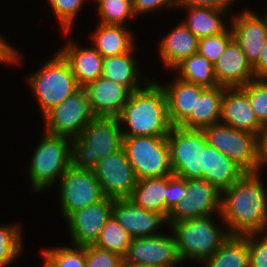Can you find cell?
<instances>
[{"label":"cell","instance_id":"2e32d148","mask_svg":"<svg viewBox=\"0 0 267 267\" xmlns=\"http://www.w3.org/2000/svg\"><path fill=\"white\" fill-rule=\"evenodd\" d=\"M112 215L131 238L157 236L161 234L159 229L165 227L166 223L169 228L163 213L144 210L130 198L114 199Z\"/></svg>","mask_w":267,"mask_h":267},{"label":"cell","instance_id":"d6986e66","mask_svg":"<svg viewBox=\"0 0 267 267\" xmlns=\"http://www.w3.org/2000/svg\"><path fill=\"white\" fill-rule=\"evenodd\" d=\"M220 122L255 136L262 125L251 107L249 96L241 87L225 88Z\"/></svg>","mask_w":267,"mask_h":267},{"label":"cell","instance_id":"836d02e7","mask_svg":"<svg viewBox=\"0 0 267 267\" xmlns=\"http://www.w3.org/2000/svg\"><path fill=\"white\" fill-rule=\"evenodd\" d=\"M98 23L123 25L126 21L137 18L133 11L132 0H102L97 4Z\"/></svg>","mask_w":267,"mask_h":267},{"label":"cell","instance_id":"f1b7e54d","mask_svg":"<svg viewBox=\"0 0 267 267\" xmlns=\"http://www.w3.org/2000/svg\"><path fill=\"white\" fill-rule=\"evenodd\" d=\"M202 266L249 267L247 238L240 235H230L220 248L202 263Z\"/></svg>","mask_w":267,"mask_h":267},{"label":"cell","instance_id":"e575fe53","mask_svg":"<svg viewBox=\"0 0 267 267\" xmlns=\"http://www.w3.org/2000/svg\"><path fill=\"white\" fill-rule=\"evenodd\" d=\"M42 255L54 267H87L85 261V246H55L44 248Z\"/></svg>","mask_w":267,"mask_h":267},{"label":"cell","instance_id":"74e56055","mask_svg":"<svg viewBox=\"0 0 267 267\" xmlns=\"http://www.w3.org/2000/svg\"><path fill=\"white\" fill-rule=\"evenodd\" d=\"M233 38L231 26L220 34L200 38L197 53L214 64L223 54L226 46Z\"/></svg>","mask_w":267,"mask_h":267},{"label":"cell","instance_id":"60d3db41","mask_svg":"<svg viewBox=\"0 0 267 267\" xmlns=\"http://www.w3.org/2000/svg\"><path fill=\"white\" fill-rule=\"evenodd\" d=\"M187 190V180L177 175H168V184L166 186L165 196V216L173 210V208L181 202Z\"/></svg>","mask_w":267,"mask_h":267},{"label":"cell","instance_id":"ba28073f","mask_svg":"<svg viewBox=\"0 0 267 267\" xmlns=\"http://www.w3.org/2000/svg\"><path fill=\"white\" fill-rule=\"evenodd\" d=\"M174 175L186 180L203 179L202 159L207 146L203 130L173 126L167 135Z\"/></svg>","mask_w":267,"mask_h":267},{"label":"cell","instance_id":"5bb4252c","mask_svg":"<svg viewBox=\"0 0 267 267\" xmlns=\"http://www.w3.org/2000/svg\"><path fill=\"white\" fill-rule=\"evenodd\" d=\"M132 238L123 262L157 267H177L181 260L174 233Z\"/></svg>","mask_w":267,"mask_h":267},{"label":"cell","instance_id":"52a82bcc","mask_svg":"<svg viewBox=\"0 0 267 267\" xmlns=\"http://www.w3.org/2000/svg\"><path fill=\"white\" fill-rule=\"evenodd\" d=\"M123 148L137 180L173 174L167 137H123Z\"/></svg>","mask_w":267,"mask_h":267},{"label":"cell","instance_id":"bcb514c9","mask_svg":"<svg viewBox=\"0 0 267 267\" xmlns=\"http://www.w3.org/2000/svg\"><path fill=\"white\" fill-rule=\"evenodd\" d=\"M253 70L257 78H267V38Z\"/></svg>","mask_w":267,"mask_h":267},{"label":"cell","instance_id":"b9f144b4","mask_svg":"<svg viewBox=\"0 0 267 267\" xmlns=\"http://www.w3.org/2000/svg\"><path fill=\"white\" fill-rule=\"evenodd\" d=\"M134 14L139 17V15H145L146 13H152L153 11H159L164 8L166 9H177L179 7V0H132Z\"/></svg>","mask_w":267,"mask_h":267},{"label":"cell","instance_id":"7dc6e473","mask_svg":"<svg viewBox=\"0 0 267 267\" xmlns=\"http://www.w3.org/2000/svg\"><path fill=\"white\" fill-rule=\"evenodd\" d=\"M122 267H157V266L138 265V264H131L128 262H123Z\"/></svg>","mask_w":267,"mask_h":267},{"label":"cell","instance_id":"5b68a950","mask_svg":"<svg viewBox=\"0 0 267 267\" xmlns=\"http://www.w3.org/2000/svg\"><path fill=\"white\" fill-rule=\"evenodd\" d=\"M71 152L72 139L43 131L27 167L33 193H43L59 183L65 171L72 165Z\"/></svg>","mask_w":267,"mask_h":267},{"label":"cell","instance_id":"ac0fdd59","mask_svg":"<svg viewBox=\"0 0 267 267\" xmlns=\"http://www.w3.org/2000/svg\"><path fill=\"white\" fill-rule=\"evenodd\" d=\"M213 66L218 85L225 88L243 87L257 78L252 64L234 38Z\"/></svg>","mask_w":267,"mask_h":267},{"label":"cell","instance_id":"ffe728a7","mask_svg":"<svg viewBox=\"0 0 267 267\" xmlns=\"http://www.w3.org/2000/svg\"><path fill=\"white\" fill-rule=\"evenodd\" d=\"M84 88L94 116L117 117L132 93L127 87L116 84L104 76Z\"/></svg>","mask_w":267,"mask_h":267},{"label":"cell","instance_id":"ab89813d","mask_svg":"<svg viewBox=\"0 0 267 267\" xmlns=\"http://www.w3.org/2000/svg\"><path fill=\"white\" fill-rule=\"evenodd\" d=\"M87 267H122L124 258L117 253L103 250L95 245L85 246Z\"/></svg>","mask_w":267,"mask_h":267},{"label":"cell","instance_id":"e0dca14e","mask_svg":"<svg viewBox=\"0 0 267 267\" xmlns=\"http://www.w3.org/2000/svg\"><path fill=\"white\" fill-rule=\"evenodd\" d=\"M230 17L229 26L233 31L234 39L240 44L245 57L252 64L258 61L259 54L267 38V24L261 13L253 9H242V12Z\"/></svg>","mask_w":267,"mask_h":267},{"label":"cell","instance_id":"603a6c76","mask_svg":"<svg viewBox=\"0 0 267 267\" xmlns=\"http://www.w3.org/2000/svg\"><path fill=\"white\" fill-rule=\"evenodd\" d=\"M203 179L219 191L230 188L246 172L213 146L207 144L202 159Z\"/></svg>","mask_w":267,"mask_h":267},{"label":"cell","instance_id":"4dcf8cb0","mask_svg":"<svg viewBox=\"0 0 267 267\" xmlns=\"http://www.w3.org/2000/svg\"><path fill=\"white\" fill-rule=\"evenodd\" d=\"M168 175L159 178H146L137 180L130 197L144 210L163 213L165 215V196Z\"/></svg>","mask_w":267,"mask_h":267},{"label":"cell","instance_id":"c3c4849f","mask_svg":"<svg viewBox=\"0 0 267 267\" xmlns=\"http://www.w3.org/2000/svg\"><path fill=\"white\" fill-rule=\"evenodd\" d=\"M43 266L42 267H54L43 255Z\"/></svg>","mask_w":267,"mask_h":267},{"label":"cell","instance_id":"8992f818","mask_svg":"<svg viewBox=\"0 0 267 267\" xmlns=\"http://www.w3.org/2000/svg\"><path fill=\"white\" fill-rule=\"evenodd\" d=\"M26 78L42 117L80 88L69 62L59 51Z\"/></svg>","mask_w":267,"mask_h":267},{"label":"cell","instance_id":"8fae6325","mask_svg":"<svg viewBox=\"0 0 267 267\" xmlns=\"http://www.w3.org/2000/svg\"><path fill=\"white\" fill-rule=\"evenodd\" d=\"M60 213L66 219L72 212L100 201L104 196L92 169L71 165L59 181Z\"/></svg>","mask_w":267,"mask_h":267},{"label":"cell","instance_id":"7402d4cb","mask_svg":"<svg viewBox=\"0 0 267 267\" xmlns=\"http://www.w3.org/2000/svg\"><path fill=\"white\" fill-rule=\"evenodd\" d=\"M199 39L181 22L170 29L158 43V53L163 67L170 71L183 59L196 54Z\"/></svg>","mask_w":267,"mask_h":267},{"label":"cell","instance_id":"8d00e7d4","mask_svg":"<svg viewBox=\"0 0 267 267\" xmlns=\"http://www.w3.org/2000/svg\"><path fill=\"white\" fill-rule=\"evenodd\" d=\"M249 96L251 107L263 124L267 122V78H255L241 87Z\"/></svg>","mask_w":267,"mask_h":267},{"label":"cell","instance_id":"d6a6232c","mask_svg":"<svg viewBox=\"0 0 267 267\" xmlns=\"http://www.w3.org/2000/svg\"><path fill=\"white\" fill-rule=\"evenodd\" d=\"M131 239L128 232L112 215L101 230L100 237L94 245L100 249L117 253L124 258Z\"/></svg>","mask_w":267,"mask_h":267},{"label":"cell","instance_id":"f546056e","mask_svg":"<svg viewBox=\"0 0 267 267\" xmlns=\"http://www.w3.org/2000/svg\"><path fill=\"white\" fill-rule=\"evenodd\" d=\"M171 71L174 76L189 83L213 88L219 86L213 64L204 56L196 53L183 59Z\"/></svg>","mask_w":267,"mask_h":267},{"label":"cell","instance_id":"9c48e42d","mask_svg":"<svg viewBox=\"0 0 267 267\" xmlns=\"http://www.w3.org/2000/svg\"><path fill=\"white\" fill-rule=\"evenodd\" d=\"M209 145L239 165L246 173L263 168L257 153V136L228 125L217 123L202 129Z\"/></svg>","mask_w":267,"mask_h":267},{"label":"cell","instance_id":"cb8c5ba5","mask_svg":"<svg viewBox=\"0 0 267 267\" xmlns=\"http://www.w3.org/2000/svg\"><path fill=\"white\" fill-rule=\"evenodd\" d=\"M164 89L167 99L168 117L172 126H178L189 114L194 112L196 97L205 87L174 77L167 84L158 82Z\"/></svg>","mask_w":267,"mask_h":267},{"label":"cell","instance_id":"f907efd6","mask_svg":"<svg viewBox=\"0 0 267 267\" xmlns=\"http://www.w3.org/2000/svg\"><path fill=\"white\" fill-rule=\"evenodd\" d=\"M261 15L264 17L266 24H267V12H265L264 14H261Z\"/></svg>","mask_w":267,"mask_h":267},{"label":"cell","instance_id":"44dd1931","mask_svg":"<svg viewBox=\"0 0 267 267\" xmlns=\"http://www.w3.org/2000/svg\"><path fill=\"white\" fill-rule=\"evenodd\" d=\"M72 41L58 51L69 62L78 86L84 88L102 76L103 56L93 46L82 48Z\"/></svg>","mask_w":267,"mask_h":267},{"label":"cell","instance_id":"4316f807","mask_svg":"<svg viewBox=\"0 0 267 267\" xmlns=\"http://www.w3.org/2000/svg\"><path fill=\"white\" fill-rule=\"evenodd\" d=\"M225 87L216 86L205 88L196 97L194 112L190 114L178 125L185 129H198L220 123L222 98Z\"/></svg>","mask_w":267,"mask_h":267},{"label":"cell","instance_id":"7c38bea8","mask_svg":"<svg viewBox=\"0 0 267 267\" xmlns=\"http://www.w3.org/2000/svg\"><path fill=\"white\" fill-rule=\"evenodd\" d=\"M92 170L104 197L113 199L131 197L137 178L123 147L115 154L98 161Z\"/></svg>","mask_w":267,"mask_h":267},{"label":"cell","instance_id":"6da1fadb","mask_svg":"<svg viewBox=\"0 0 267 267\" xmlns=\"http://www.w3.org/2000/svg\"><path fill=\"white\" fill-rule=\"evenodd\" d=\"M260 175L245 173L221 192L220 221L229 235L244 236L267 230V189Z\"/></svg>","mask_w":267,"mask_h":267},{"label":"cell","instance_id":"484cf974","mask_svg":"<svg viewBox=\"0 0 267 267\" xmlns=\"http://www.w3.org/2000/svg\"><path fill=\"white\" fill-rule=\"evenodd\" d=\"M90 35L91 45L103 58L128 53L136 46L128 26L98 23Z\"/></svg>","mask_w":267,"mask_h":267},{"label":"cell","instance_id":"277c9868","mask_svg":"<svg viewBox=\"0 0 267 267\" xmlns=\"http://www.w3.org/2000/svg\"><path fill=\"white\" fill-rule=\"evenodd\" d=\"M123 147V136L117 117L95 116L79 137L72 139V165L93 169L97 162Z\"/></svg>","mask_w":267,"mask_h":267},{"label":"cell","instance_id":"d590c367","mask_svg":"<svg viewBox=\"0 0 267 267\" xmlns=\"http://www.w3.org/2000/svg\"><path fill=\"white\" fill-rule=\"evenodd\" d=\"M51 11L61 25V30L65 36L70 35L71 29L74 28L75 19L82 10L87 0H47Z\"/></svg>","mask_w":267,"mask_h":267},{"label":"cell","instance_id":"1f68e13d","mask_svg":"<svg viewBox=\"0 0 267 267\" xmlns=\"http://www.w3.org/2000/svg\"><path fill=\"white\" fill-rule=\"evenodd\" d=\"M22 234L20 222L0 225V267H8L22 255L25 248Z\"/></svg>","mask_w":267,"mask_h":267},{"label":"cell","instance_id":"7a4b0ae2","mask_svg":"<svg viewBox=\"0 0 267 267\" xmlns=\"http://www.w3.org/2000/svg\"><path fill=\"white\" fill-rule=\"evenodd\" d=\"M117 118L123 137H167L173 127L165 91L153 78L130 94Z\"/></svg>","mask_w":267,"mask_h":267},{"label":"cell","instance_id":"30bf717a","mask_svg":"<svg viewBox=\"0 0 267 267\" xmlns=\"http://www.w3.org/2000/svg\"><path fill=\"white\" fill-rule=\"evenodd\" d=\"M94 117L87 91L80 87L42 117L44 132L74 139L80 136Z\"/></svg>","mask_w":267,"mask_h":267},{"label":"cell","instance_id":"d4e9b609","mask_svg":"<svg viewBox=\"0 0 267 267\" xmlns=\"http://www.w3.org/2000/svg\"><path fill=\"white\" fill-rule=\"evenodd\" d=\"M135 48L128 53L103 58L102 76L127 87L131 92L141 89L152 79L149 76L141 75L140 66H138L139 60L135 57V50H137Z\"/></svg>","mask_w":267,"mask_h":267},{"label":"cell","instance_id":"7bdbcfd3","mask_svg":"<svg viewBox=\"0 0 267 267\" xmlns=\"http://www.w3.org/2000/svg\"><path fill=\"white\" fill-rule=\"evenodd\" d=\"M20 54L18 49L10 45L0 34V64H6L8 66L12 64V67L14 65L18 66L22 61V54Z\"/></svg>","mask_w":267,"mask_h":267},{"label":"cell","instance_id":"3957f363","mask_svg":"<svg viewBox=\"0 0 267 267\" xmlns=\"http://www.w3.org/2000/svg\"><path fill=\"white\" fill-rule=\"evenodd\" d=\"M214 215L186 219L169 226L175 236L181 260L202 264L211 257L230 236L226 225L215 223ZM224 227V228H223Z\"/></svg>","mask_w":267,"mask_h":267},{"label":"cell","instance_id":"4fadbf2b","mask_svg":"<svg viewBox=\"0 0 267 267\" xmlns=\"http://www.w3.org/2000/svg\"><path fill=\"white\" fill-rule=\"evenodd\" d=\"M221 191L205 179H188L181 202L168 214V226L186 219L220 214Z\"/></svg>","mask_w":267,"mask_h":267},{"label":"cell","instance_id":"681fc988","mask_svg":"<svg viewBox=\"0 0 267 267\" xmlns=\"http://www.w3.org/2000/svg\"><path fill=\"white\" fill-rule=\"evenodd\" d=\"M89 1H92V2H94V3H96V4H98V3L101 2L102 0H87L88 3H89Z\"/></svg>","mask_w":267,"mask_h":267},{"label":"cell","instance_id":"ee69618b","mask_svg":"<svg viewBox=\"0 0 267 267\" xmlns=\"http://www.w3.org/2000/svg\"><path fill=\"white\" fill-rule=\"evenodd\" d=\"M235 1L239 0H179V6L210 7L229 11Z\"/></svg>","mask_w":267,"mask_h":267},{"label":"cell","instance_id":"9a60e30c","mask_svg":"<svg viewBox=\"0 0 267 267\" xmlns=\"http://www.w3.org/2000/svg\"><path fill=\"white\" fill-rule=\"evenodd\" d=\"M113 198L103 197L100 201L72 212L65 220L71 244L94 245L101 230L113 214Z\"/></svg>","mask_w":267,"mask_h":267},{"label":"cell","instance_id":"83f0119b","mask_svg":"<svg viewBox=\"0 0 267 267\" xmlns=\"http://www.w3.org/2000/svg\"><path fill=\"white\" fill-rule=\"evenodd\" d=\"M178 8L187 11V17L182 20V23L198 39L220 34L228 28L227 21H224V18L229 11L196 6H179Z\"/></svg>","mask_w":267,"mask_h":267},{"label":"cell","instance_id":"f35d334b","mask_svg":"<svg viewBox=\"0 0 267 267\" xmlns=\"http://www.w3.org/2000/svg\"><path fill=\"white\" fill-rule=\"evenodd\" d=\"M244 236L248 241L249 267H267V230Z\"/></svg>","mask_w":267,"mask_h":267},{"label":"cell","instance_id":"f6af8a7d","mask_svg":"<svg viewBox=\"0 0 267 267\" xmlns=\"http://www.w3.org/2000/svg\"><path fill=\"white\" fill-rule=\"evenodd\" d=\"M257 153L261 167L267 166V122L261 125L257 135Z\"/></svg>","mask_w":267,"mask_h":267}]
</instances>
